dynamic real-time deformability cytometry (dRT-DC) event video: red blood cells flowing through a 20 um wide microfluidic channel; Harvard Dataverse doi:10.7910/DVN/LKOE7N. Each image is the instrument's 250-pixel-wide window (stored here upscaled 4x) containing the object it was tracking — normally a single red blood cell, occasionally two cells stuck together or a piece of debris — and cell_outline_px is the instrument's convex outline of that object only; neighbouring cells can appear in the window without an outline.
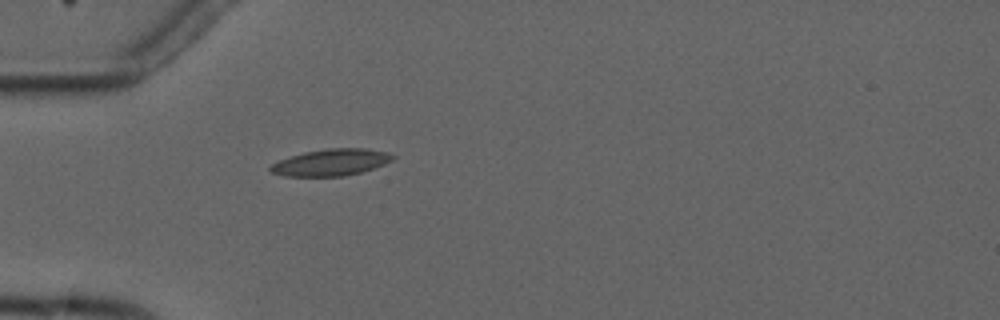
{"species": "common noctule bat (a hibernating species)", "species_latin": "Nyctalus noctula", "temperature_condition": "cold", "stored_images_in_passage": 2, "camera_frame_rate_fps": 3000, "um_per_image_px": 0.085, "animal": {"sex": "male", "forearm_length_mm": 52.5}, "frame": {"image": 1, "passage_image": 2, "time_ms": 1.0, "image_size_px": [1000, 320], "cell_outline_px": [[396, 156], [392, 160], [384, 164], [360, 172], [344, 176], [284, 176], [272, 172], [268, 168], [272, 164], [280, 160], [304, 152], [328, 148], [364, 148], [388, 152]], "centroid_in_image_um": [28.15, 13.8], "position_along_channel_um": 56.8, "area_um2": 18.84}}